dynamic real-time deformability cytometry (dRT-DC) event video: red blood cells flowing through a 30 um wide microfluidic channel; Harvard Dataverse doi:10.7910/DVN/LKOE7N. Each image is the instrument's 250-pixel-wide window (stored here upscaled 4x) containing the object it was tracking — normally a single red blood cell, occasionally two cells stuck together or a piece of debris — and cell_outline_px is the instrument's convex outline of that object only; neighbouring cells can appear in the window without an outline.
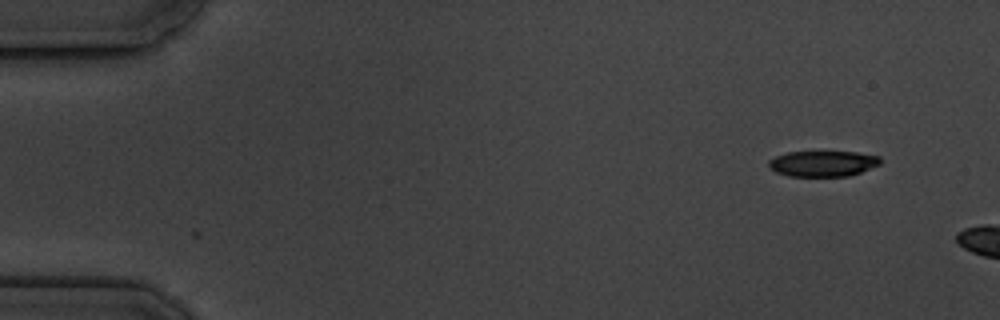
{"species": "common noctule bat (a hibernating species)", "species_latin": "Nyctalus noctula", "temperature_condition": "cold", "stored_images_in_passage": 5, "camera_frame_rate_fps": 3000, "um_per_image_px": 0.085, "animal": {"sex": "male", "body_mass_g": 19.5, "forearm_length_mm": 54.6}, "frame": {"image": 1, "passage_image": 1, "time_ms": 0.0, "image_size_px": [1000, 320], "cell_outline_px": [[880, 164], [860, 172], [848, 176], [788, 176], [776, 172], [768, 168], [768, 160], [776, 156], [788, 152], [856, 152], [880, 156]], "centroid_in_image_um": [69.91, 13.9], "position_along_channel_um": 15.1, "area_um2": 16.7}}